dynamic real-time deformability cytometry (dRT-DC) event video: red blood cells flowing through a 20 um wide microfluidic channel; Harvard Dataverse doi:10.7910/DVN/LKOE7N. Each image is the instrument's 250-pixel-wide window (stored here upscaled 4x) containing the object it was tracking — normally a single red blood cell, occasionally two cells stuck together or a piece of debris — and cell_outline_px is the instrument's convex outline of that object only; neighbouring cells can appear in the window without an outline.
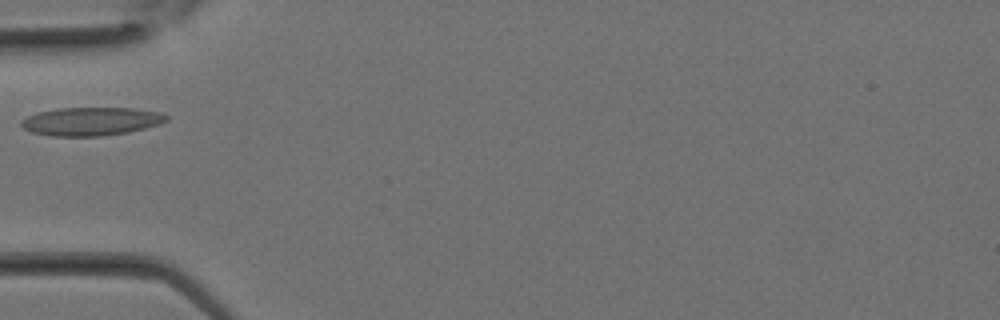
{"species": "Egyptian fruit bat (a non-hibernating species)", "species_latin": "Rousettus aegyptiacus", "temperature_condition": "room temperature", "stored_images_in_passage": 10, "camera_frame_rate_fps": 3000, "um_per_image_px": 0.085, "animal": {"sex": "female"}, "frame": {"image": 1, "passage_image": 2, "time_ms": 0.333, "image_size_px": [1000, 320], "cell_outline_px": [[168, 120], [160, 124], [128, 132], [104, 136], [52, 136], [32, 132], [24, 128], [20, 124], [20, 120], [36, 112], [56, 108], [132, 108], [160, 112], [168, 116]], "centroid_in_image_um": [7.73, 10.31], "position_along_channel_um": 77.3, "area_um2": 24.04}}
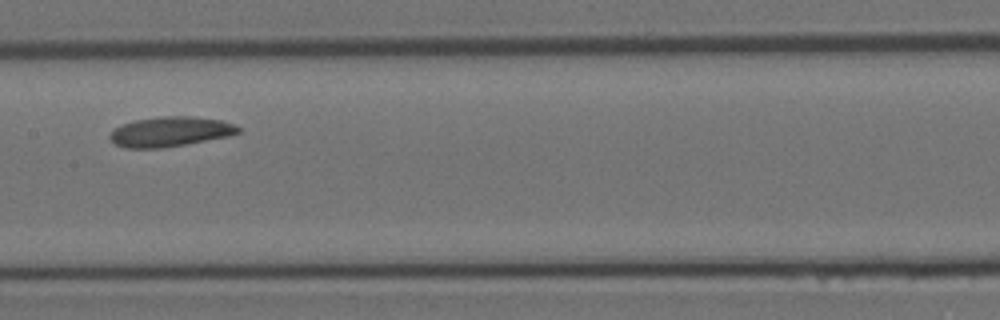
{"frame": {"image": 2, "passage_image": 7, "time_ms": 2.0, "image_size_px": [1000, 320], "cell_outline_px": [[240, 132], [228, 136], [184, 144], [160, 148], [124, 148], [116, 144], [108, 136], [116, 128], [124, 124], [136, 120], [160, 116], [184, 116], [220, 120], [236, 124], [240, 128]], "centroid_in_image_um": [14.48, 11.19], "position_along_channel_um": 192.9, "area_um2": 21.96}}
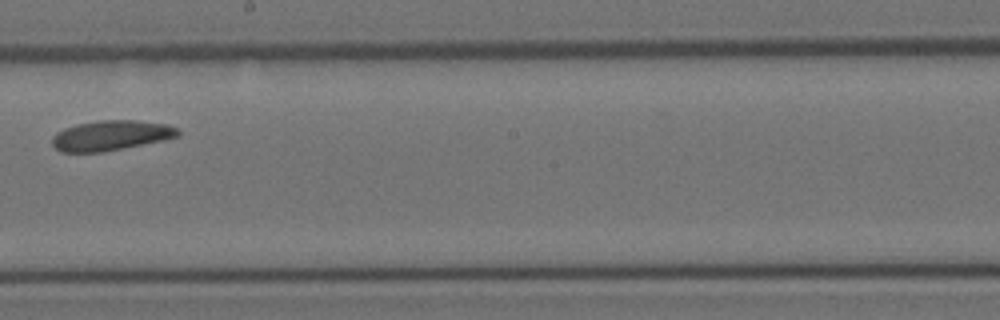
{"frame": {"image": 3, "passage_image": 9, "time_ms": 2.667, "image_size_px": [1000, 320], "cell_outline_px": [[180, 136], [164, 140], [104, 152], [60, 152], [52, 144], [52, 136], [56, 132], [64, 128], [76, 124], [100, 120], [136, 120], [168, 124], [180, 128]], "centroid_in_image_um": [9.45, 11.51], "position_along_channel_um": 238.7, "area_um2": 22.31}}